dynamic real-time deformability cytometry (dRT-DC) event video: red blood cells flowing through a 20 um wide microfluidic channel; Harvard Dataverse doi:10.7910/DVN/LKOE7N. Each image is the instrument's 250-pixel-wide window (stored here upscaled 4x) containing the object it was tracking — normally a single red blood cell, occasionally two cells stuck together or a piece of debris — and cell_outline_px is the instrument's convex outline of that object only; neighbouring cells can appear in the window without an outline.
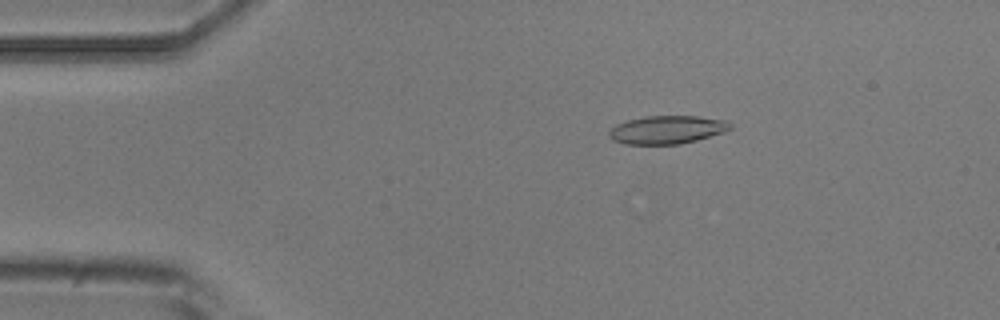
{"species": "common noctule bat (a hibernating species)", "species_latin": "Nyctalus noctula", "temperature_condition": "room temperature", "stored_images_in_passage": 4, "camera_frame_rate_fps": 3000, "um_per_image_px": 0.085, "animal": {"sex": "male", "body_mass_g": 20.5, "forearm_length_mm": 52.5}, "frame": {"image": 1, "passage_image": 1, "time_ms": 0.0, "image_size_px": [1000, 320], "cell_outline_px": [[732, 128], [724, 132], [696, 140], [680, 144], [624, 144], [612, 140], [608, 136], [608, 132], [616, 124], [628, 120], [644, 116], [696, 116], [728, 120], [732, 124]], "centroid_in_image_um": [56.7, 11.02], "position_along_channel_um": 28.3, "area_um2": 20.0}}
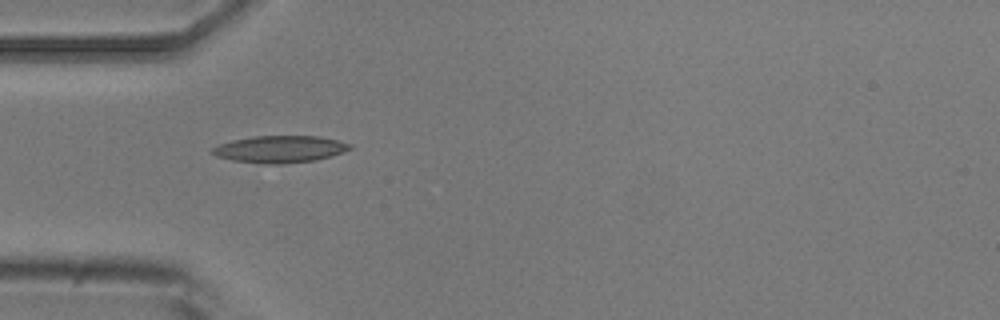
{"frame": {"image": 2, "passage_image": 3, "time_ms": 2.333, "image_size_px": [1000, 320], "cell_outline_px": [[352, 148], [316, 160], [284, 164], [268, 164], [232, 160], [216, 156], [212, 152], [212, 148], [220, 144], [232, 140], [252, 136], [320, 136], [352, 144]], "centroid_in_image_um": [23.77, 12.67], "position_along_channel_um": 61.2, "area_um2": 21.44}}
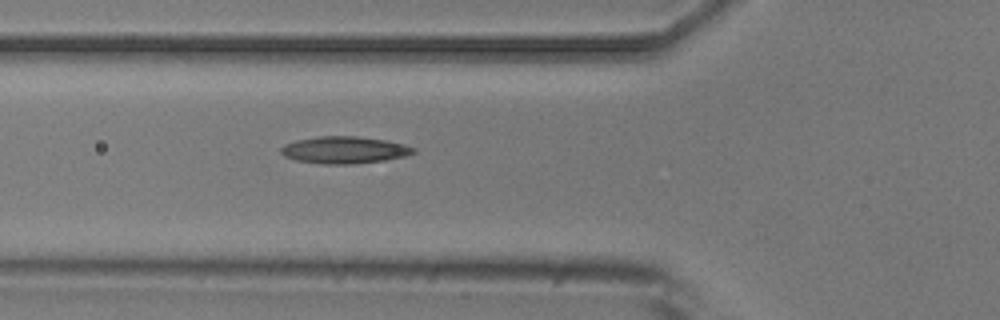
{"frame": {"image": 3, "passage_image": 4, "time_ms": 3.333, "image_size_px": [1000, 320], "cell_outline_px": [[416, 152], [404, 156], [384, 160], [352, 164], [324, 164], [296, 160], [284, 156], [280, 152], [280, 148], [284, 144], [296, 140], [320, 136], [356, 136], [388, 140], [404, 144], [416, 148]], "centroid_in_image_um": [29.27, 12.74], "position_along_channel_um": 96.5, "area_um2": 20.92}}